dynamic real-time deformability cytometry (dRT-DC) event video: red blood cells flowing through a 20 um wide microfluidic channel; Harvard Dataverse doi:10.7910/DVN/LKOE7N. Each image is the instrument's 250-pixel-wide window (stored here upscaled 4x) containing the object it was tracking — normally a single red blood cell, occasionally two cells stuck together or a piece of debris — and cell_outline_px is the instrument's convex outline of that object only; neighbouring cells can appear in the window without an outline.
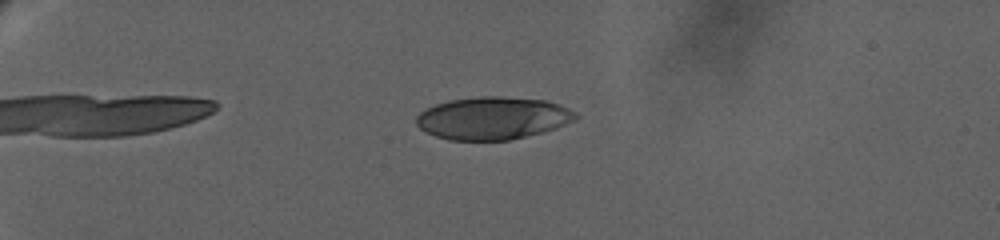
{"species": "human", "species_latin": "Homo sapiens", "temperature_condition": "warm", "stored_images_in_passage": 96, "camera_frame_rate_fps": 3000, "um_per_image_px": 0.085, "donor": {"sex": "female"}, "frame": {"image": 1, "passage_image": 26, "time_ms": 7.0, "image_size_px": [1000, 240], "cell_outline_px": [[580, 116], [576, 120], [556, 128], [508, 140], [448, 140], [424, 132], [416, 124], [416, 116], [424, 108], [448, 100], [480, 96], [500, 96], [544, 100], [568, 108], [576, 112]], "centroid_in_image_um": [41.85, 10.04], "position_along_channel_um": 43.1, "area_um2": 39.59}}
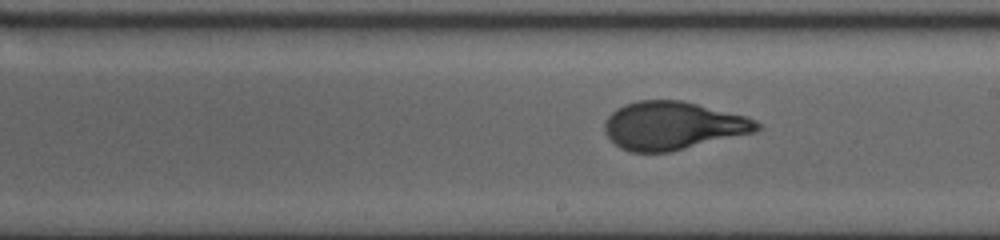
{"frame": {"image": 2, "passage_image": 58, "time_ms": 16.0, "image_size_px": [1000, 240], "cell_outline_px": [[760, 128], [756, 132], [668, 152], [632, 152], [620, 148], [604, 132], [604, 120], [616, 108], [624, 104], [636, 100], [680, 100], [748, 116], [756, 120], [760, 124]], "centroid_in_image_um": [57.18, 10.67], "position_along_channel_um": 231.8, "area_um2": 42.71}}
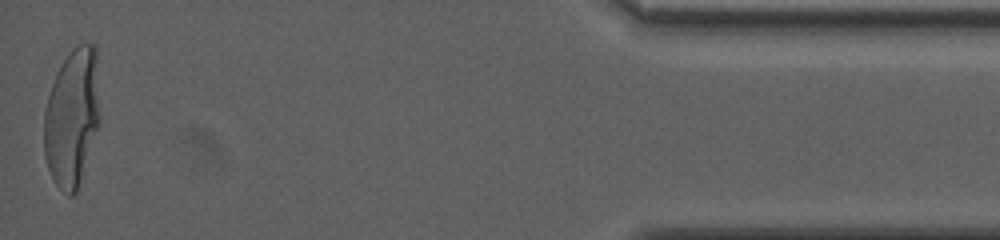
{"frame": {"image": 3, "passage_image": 95, "time_ms": 25.0, "image_size_px": [1000, 240], "cell_outline_px": [[100, 120], [76, 192], [72, 196], [68, 196], [56, 184], [48, 168], [44, 156], [44, 112], [48, 96], [56, 72], [72, 48], [80, 44], [96, 44], [100, 116]], "centroid_in_image_um": [6.12, 9.95], "position_along_channel_um": 429.1, "area_um2": 44.8}, "authors_computed_cell_mechanics": {"area_um2": 42.1073, "velocity_mm_per_s": 2.883, "shape_relaxation_time_tau1_ms": 7.2332, "shape_relaxation_time_tau2_ms": null, "deformation_change_tau1": 0.2628, "deformation_change_tau2": null}}